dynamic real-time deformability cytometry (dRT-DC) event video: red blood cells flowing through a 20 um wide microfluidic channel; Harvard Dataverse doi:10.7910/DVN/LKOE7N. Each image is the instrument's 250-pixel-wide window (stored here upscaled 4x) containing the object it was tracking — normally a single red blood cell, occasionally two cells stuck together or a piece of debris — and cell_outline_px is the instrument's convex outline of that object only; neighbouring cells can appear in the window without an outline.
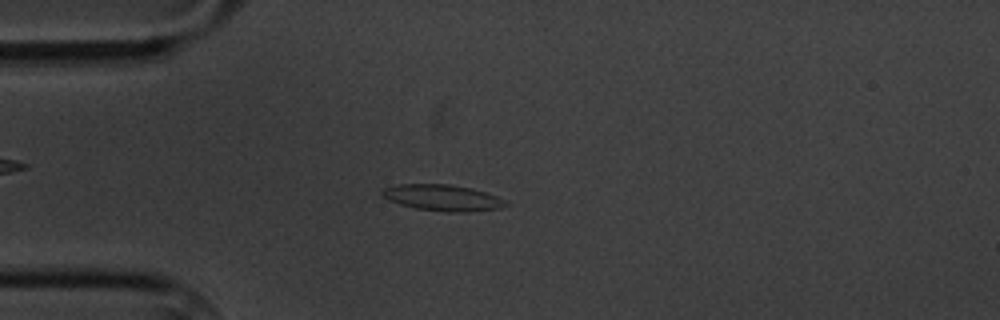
{"species": "common noctule bat (a hibernating species)", "species_latin": "Nyctalus noctula", "temperature_condition": "cold", "stored_images_in_passage": 59, "camera_frame_rate_fps": 3000, "um_per_image_px": 0.085, "animal": {"sex": "male", "body_mass_g": 20.1, "forearm_length_mm": 53.5}, "frame": {"image": 1, "passage_image": 15, "time_ms": 4.667, "image_size_px": [1000, 320], "cell_outline_px": [[508, 204], [500, 208], [468, 212], [448, 212], [416, 208], [400, 204], [388, 200], [380, 192], [384, 188], [396, 184], [448, 184], [472, 188], [496, 196], [504, 200]], "centroid_in_image_um": [37.6, 16.8], "position_along_channel_um": 47.4, "area_um2": 18.73}}
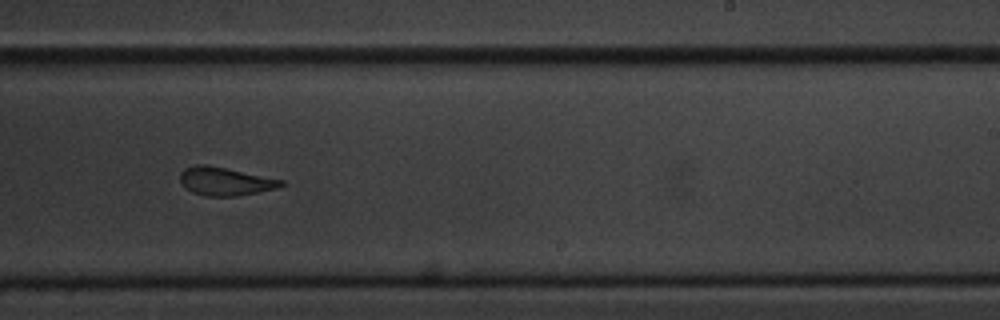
{"frame": {"image": 2, "passage_image": 36, "time_ms": 11.667, "image_size_px": [1000, 320], "cell_outline_px": [[284, 184], [276, 188], [236, 196], [204, 196], [192, 192], [180, 184], [180, 172], [184, 168], [196, 164], [208, 164], [284, 180]], "centroid_in_image_um": [19.08, 15.4], "position_along_channel_um": 269.9, "area_um2": 16.7}}
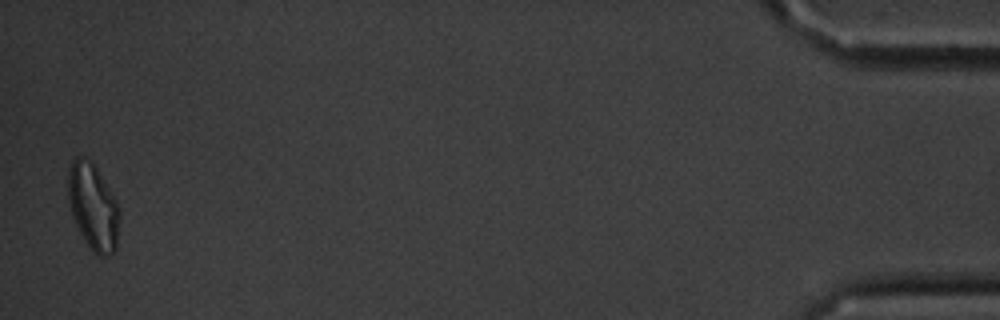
{"frame": {"image": 3, "passage_image": 58, "time_ms": 19.0, "image_size_px": [1000, 320], "cell_outline_px": [[120, 216], [116, 248], [108, 256], [100, 256], [92, 252], [80, 232], [72, 216], [68, 204], [68, 168], [72, 160], [76, 156], [84, 156], [96, 168], [116, 200], [120, 208]], "centroid_in_image_um": [7.91, 17.58], "position_along_channel_um": 427.3, "area_um2": 25.89}, "authors_computed_cell_mechanics": {"area_um2": 17.629, "velocity_mm_per_s": 3.3622, "shape_relaxation_time_tau1_ms": 4.2832, "shape_relaxation_time_tau2_ms": 2.6147, "deformation_change_tau1": 0.1299, "deformation_change_tau2": 0.0923}}